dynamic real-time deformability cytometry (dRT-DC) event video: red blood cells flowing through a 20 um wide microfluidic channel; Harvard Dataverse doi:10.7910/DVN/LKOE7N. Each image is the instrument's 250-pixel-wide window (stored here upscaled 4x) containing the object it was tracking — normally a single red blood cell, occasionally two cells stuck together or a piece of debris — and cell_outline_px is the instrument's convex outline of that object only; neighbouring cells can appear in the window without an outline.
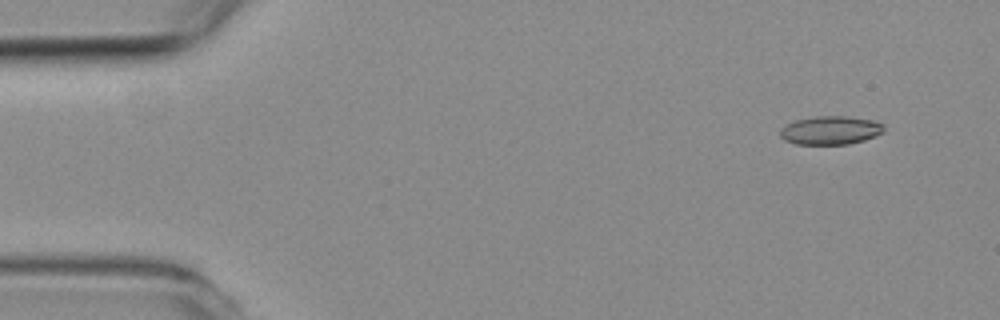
{"species": "common noctule bat (a hibernating species)", "species_latin": "Nyctalus noctula", "temperature_condition": "room temperature", "stored_images_in_passage": 5, "segment_of_instrument_passage": [1, 2], "camera_frame_rate_fps": 3000, "um_per_image_px": 0.085, "animal": {"sex": "female", "body_mass_g": 19.3, "forearm_length_mm": 54.1}, "frame": {"image": 1, "passage_image": 1, "time_ms": 0.0, "image_size_px": [1000, 320], "cell_outline_px": [[884, 132], [876, 136], [864, 140], [848, 144], [796, 144], [784, 140], [780, 136], [780, 128], [796, 120], [816, 116], [848, 116], [872, 120], [884, 124]], "centroid_in_image_um": [70.61, 11.07], "position_along_channel_um": 14.4, "area_um2": 17.28}}
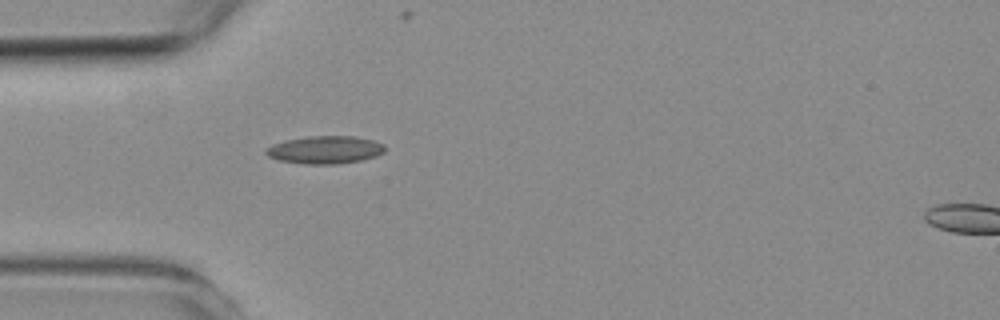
{"frame": {"image": 2, "passage_image": 4, "time_ms": 3.667, "image_size_px": [1000, 320], "cell_outline_px": [[384, 152], [376, 156], [360, 160], [336, 164], [304, 164], [280, 160], [268, 156], [264, 152], [264, 148], [272, 144], [288, 140], [308, 136], [356, 136], [372, 140], [384, 144]], "centroid_in_image_um": [27.61, 12.73], "position_along_channel_um": 57.4, "area_um2": 19.19}}